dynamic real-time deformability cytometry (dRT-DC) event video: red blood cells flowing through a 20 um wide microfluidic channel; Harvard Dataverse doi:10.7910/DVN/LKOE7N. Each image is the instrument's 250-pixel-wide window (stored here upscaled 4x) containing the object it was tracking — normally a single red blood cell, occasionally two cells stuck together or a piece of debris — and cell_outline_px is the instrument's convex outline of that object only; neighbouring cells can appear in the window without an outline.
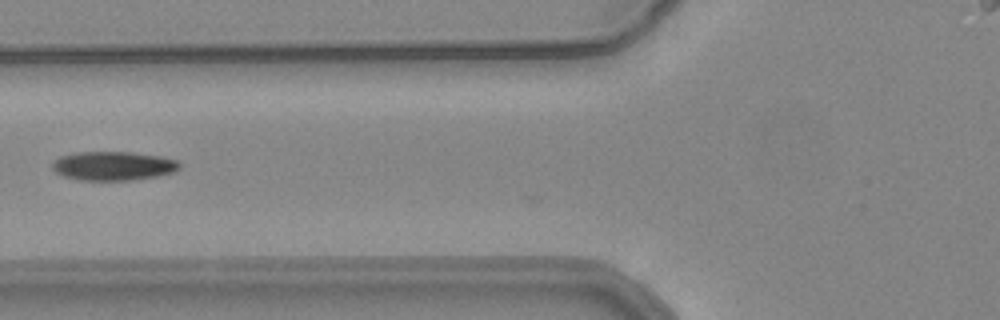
{"species": "common noctule bat (a hibernating species)", "species_latin": "Nyctalus noctula", "temperature_condition": "warm", "stored_images_in_passage": 29, "camera_frame_rate_fps": 3000, "um_per_image_px": 0.085, "animal": {"sex": "female", "body_mass_g": 24.6, "forearm_length_mm": 56.2}, "frame": {"image": 1, "passage_image": 2, "time_ms": 0.333, "image_size_px": [1000, 320], "cell_outline_px": [[180, 168], [172, 172], [156, 176], [128, 180], [80, 180], [64, 176], [56, 172], [52, 168], [52, 164], [60, 156], [76, 152], [132, 152], [160, 156], [176, 160], [180, 164]], "centroid_in_image_um": [9.61, 14.09], "position_along_channel_um": 116.2, "area_um2": 21.27}}
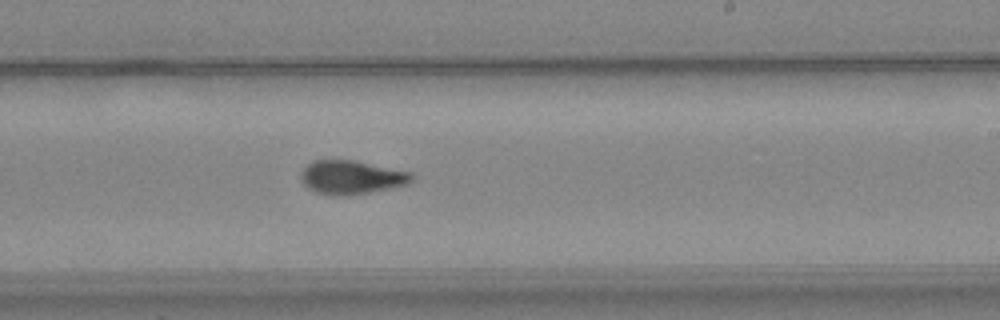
{"frame": {"image": 2, "passage_image": 13, "time_ms": 4.0, "image_size_px": [1000, 320], "cell_outline_px": [[412, 180], [404, 184], [392, 188], [368, 192], [340, 196], [332, 196], [316, 192], [308, 188], [304, 184], [300, 176], [300, 172], [312, 160], [352, 160], [412, 172]], "centroid_in_image_um": [29.83, 15.07], "position_along_channel_um": 259.2, "area_um2": 21.56}}
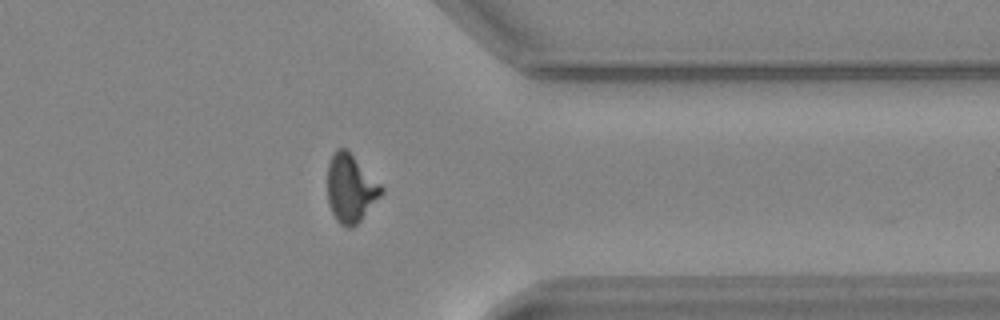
{"frame": {"image": 3, "passage_image": 23, "time_ms": 7.333, "image_size_px": [1000, 320], "cell_outline_px": [[384, 192], [360, 220], [352, 228], [348, 228], [340, 224], [336, 220], [328, 204], [328, 164], [336, 148], [348, 148], [384, 188]], "centroid_in_image_um": [29.8, 15.99], "position_along_channel_um": 381.6, "area_um2": 21.44}, "authors_computed_cell_mechanics": {"area_um2": 21.2704, "velocity_mm_per_s": 3.8874, "shape_relaxation_time_tau1_ms": 8.0048, "shape_relaxation_time_tau2_ms": 2.1449, "deformation_change_tau1": 0.216, "deformation_change_tau2": 0.0603}}